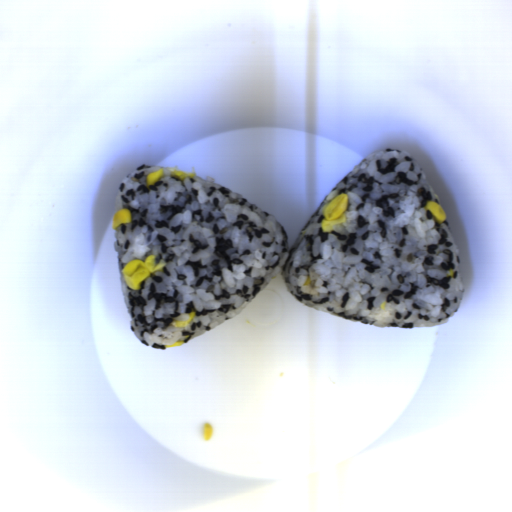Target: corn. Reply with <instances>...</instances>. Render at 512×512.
Wrapping results in <instances>:
<instances>
[{"label":"corn","mask_w":512,"mask_h":512,"mask_svg":"<svg viewBox=\"0 0 512 512\" xmlns=\"http://www.w3.org/2000/svg\"><path fill=\"white\" fill-rule=\"evenodd\" d=\"M156 255H149L145 260L133 259L121 269L122 277L132 291L140 290L142 283L156 272H163L165 263H157Z\"/></svg>","instance_id":"obj_1"},{"label":"corn","mask_w":512,"mask_h":512,"mask_svg":"<svg viewBox=\"0 0 512 512\" xmlns=\"http://www.w3.org/2000/svg\"><path fill=\"white\" fill-rule=\"evenodd\" d=\"M348 203L349 198L347 194L340 193L323 208V216L320 222L322 233L326 234L335 229L337 225L345 223Z\"/></svg>","instance_id":"obj_2"},{"label":"corn","mask_w":512,"mask_h":512,"mask_svg":"<svg viewBox=\"0 0 512 512\" xmlns=\"http://www.w3.org/2000/svg\"><path fill=\"white\" fill-rule=\"evenodd\" d=\"M425 210H428L430 215L439 223V224H443L446 219H447V216H446V213L444 211V209L442 208L441 205H439L438 203H436L435 201H428L426 204H425Z\"/></svg>","instance_id":"obj_3"},{"label":"corn","mask_w":512,"mask_h":512,"mask_svg":"<svg viewBox=\"0 0 512 512\" xmlns=\"http://www.w3.org/2000/svg\"><path fill=\"white\" fill-rule=\"evenodd\" d=\"M132 221V212L130 208H121L112 217L113 230L120 227L121 224H128Z\"/></svg>","instance_id":"obj_4"},{"label":"corn","mask_w":512,"mask_h":512,"mask_svg":"<svg viewBox=\"0 0 512 512\" xmlns=\"http://www.w3.org/2000/svg\"><path fill=\"white\" fill-rule=\"evenodd\" d=\"M163 175H164L163 169H159V170L147 175L145 178L147 187H149L151 185H155L157 182H159L161 180Z\"/></svg>","instance_id":"obj_5"},{"label":"corn","mask_w":512,"mask_h":512,"mask_svg":"<svg viewBox=\"0 0 512 512\" xmlns=\"http://www.w3.org/2000/svg\"><path fill=\"white\" fill-rule=\"evenodd\" d=\"M196 313L197 311L195 310H192L188 316V319L187 320H173L171 322L172 326H174L175 328H180V327H184L186 325H188L189 323H191L193 321V319L195 318L196 316Z\"/></svg>","instance_id":"obj_6"},{"label":"corn","mask_w":512,"mask_h":512,"mask_svg":"<svg viewBox=\"0 0 512 512\" xmlns=\"http://www.w3.org/2000/svg\"><path fill=\"white\" fill-rule=\"evenodd\" d=\"M194 176H195V173H192V172L191 173H185L184 171H180V170H174L171 173L172 179L179 180V181H183L187 177H190V178L193 179Z\"/></svg>","instance_id":"obj_7"},{"label":"corn","mask_w":512,"mask_h":512,"mask_svg":"<svg viewBox=\"0 0 512 512\" xmlns=\"http://www.w3.org/2000/svg\"><path fill=\"white\" fill-rule=\"evenodd\" d=\"M184 344V341H181V340H177L176 343H173V344H170V345H164L165 348H175V347H179L181 345Z\"/></svg>","instance_id":"obj_8"},{"label":"corn","mask_w":512,"mask_h":512,"mask_svg":"<svg viewBox=\"0 0 512 512\" xmlns=\"http://www.w3.org/2000/svg\"><path fill=\"white\" fill-rule=\"evenodd\" d=\"M311 282H312V279H311V277H310V276H308L307 280L305 281V283H304L303 285H304V286H308V285H310V284H311Z\"/></svg>","instance_id":"obj_9"}]
</instances>
